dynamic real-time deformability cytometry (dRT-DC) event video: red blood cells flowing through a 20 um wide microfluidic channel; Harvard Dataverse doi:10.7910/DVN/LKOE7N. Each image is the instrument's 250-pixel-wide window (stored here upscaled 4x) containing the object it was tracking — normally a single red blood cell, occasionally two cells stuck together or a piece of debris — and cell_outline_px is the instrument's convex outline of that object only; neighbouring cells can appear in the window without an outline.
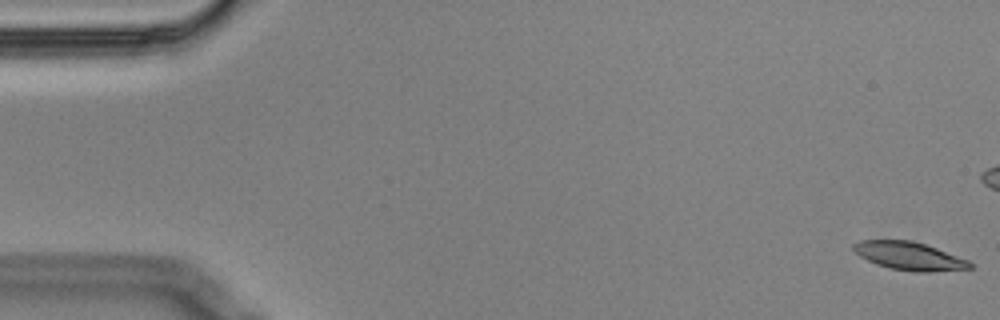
{"species": "Egyptian fruit bat (a non-hibernating species)", "species_latin": "Rousettus aegyptiacus", "temperature_condition": "cold", "stored_images_in_passage": 59, "camera_frame_rate_fps": 3000, "um_per_image_px": 0.085, "animal": {"sex": "male"}, "frame": {"image": 1, "passage_image": 1, "time_ms": 0.0, "image_size_px": [1000, 320], "cell_outline_px": [[972, 268], [928, 272], [916, 272], [888, 268], [876, 264], [860, 256], [852, 248], [852, 244], [860, 240], [912, 240], [936, 248], [968, 260], [972, 264]], "centroid_in_image_um": [77.26, 21.76], "position_along_channel_um": 7.7, "area_um2": 18.96}}
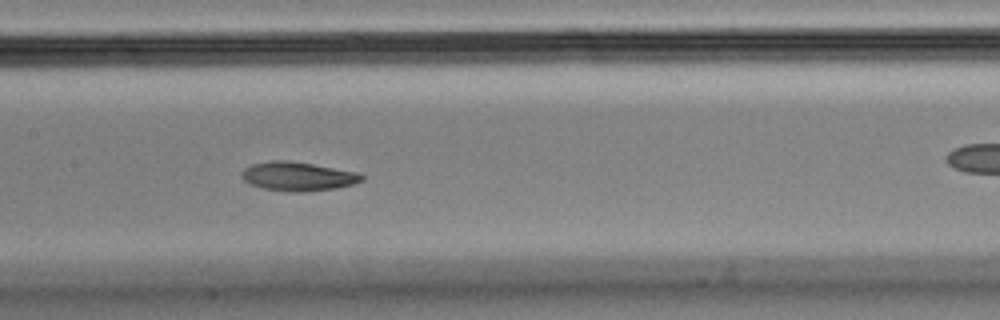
{"frame": {"image": 2, "passage_image": 28, "time_ms": 9.0, "image_size_px": [1000, 320], "cell_outline_px": [[364, 180], [352, 184], [336, 188], [304, 192], [292, 192], [260, 188], [244, 180], [240, 176], [240, 172], [244, 168], [252, 164], [272, 160], [288, 160], [312, 164], [356, 172], [364, 176]], "centroid_in_image_um": [25.28, 14.99], "position_along_channel_um": 182.1, "area_um2": 20.23}}
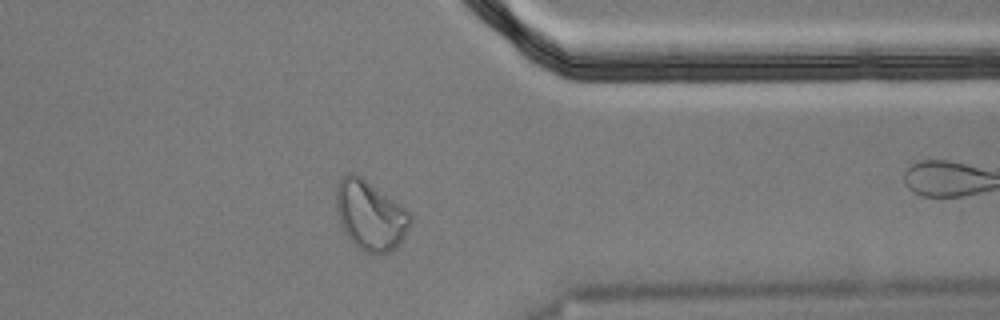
{"frame": {"image": 3, "passage_image": 46, "time_ms": 15.0, "image_size_px": [1000, 320], "cell_outline_px": [[412, 224], [396, 248], [392, 252], [384, 256], [372, 256], [364, 252], [352, 244], [344, 232], [340, 224], [336, 208], [336, 184], [340, 176], [348, 172], [352, 172], [360, 176], [404, 208], [412, 216]], "centroid_in_image_um": [31.45, 18.37], "position_along_channel_um": 380.0, "area_um2": 30.58}, "authors_computed_cell_mechanics": {"area_um2": 20.1722, "velocity_mm_per_s": 3.4465, "shape_relaxation_time_tau1_ms": null, "shape_relaxation_time_tau2_ms": 5.0198, "deformation_change_tau1": null, "deformation_change_tau2": 0.1083}}